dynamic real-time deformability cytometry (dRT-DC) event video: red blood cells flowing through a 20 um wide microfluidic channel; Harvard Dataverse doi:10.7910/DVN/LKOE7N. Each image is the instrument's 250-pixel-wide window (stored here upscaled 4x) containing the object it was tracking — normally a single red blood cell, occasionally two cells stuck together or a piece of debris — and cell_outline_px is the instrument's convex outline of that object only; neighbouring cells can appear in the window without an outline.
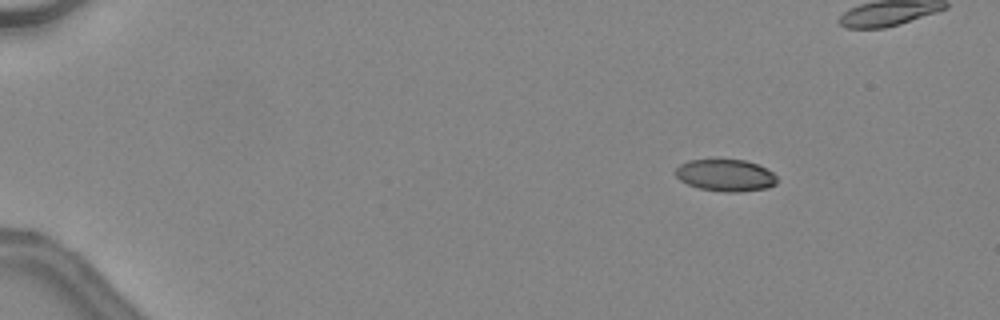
{"species": "common noctule bat (a hibernating species)", "species_latin": "Nyctalus noctula", "temperature_condition": "warm", "stored_images_in_passage": 35, "camera_frame_rate_fps": 3000, "um_per_image_px": 0.085, "animal": {"sex": "female", "body_mass_g": 24.6, "forearm_length_mm": 56.2}, "frame": {"image": 1, "passage_image": 6, "time_ms": 1.667, "image_size_px": [1000, 320], "cell_outline_px": [[776, 184], [768, 188], [736, 192], [724, 192], [700, 188], [688, 184], [680, 180], [676, 176], [676, 168], [680, 164], [688, 160], [744, 160], [756, 164], [772, 172], [776, 176]], "centroid_in_image_um": [61.66, 14.9], "position_along_channel_um": 23.3, "area_um2": 18.67}}